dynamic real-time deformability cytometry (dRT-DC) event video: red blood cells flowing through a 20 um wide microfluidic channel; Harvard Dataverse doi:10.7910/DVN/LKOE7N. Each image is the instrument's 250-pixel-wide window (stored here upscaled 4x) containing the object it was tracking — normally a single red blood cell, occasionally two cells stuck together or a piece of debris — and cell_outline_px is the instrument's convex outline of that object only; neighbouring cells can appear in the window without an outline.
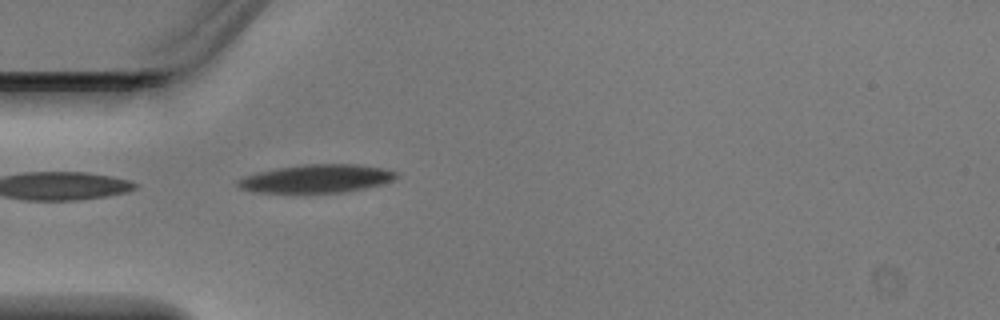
{"species": "Egyptian fruit bat (a non-hibernating species)", "species_latin": "Rousettus aegyptiacus", "temperature_condition": "warm", "stored_images_in_passage": 1, "camera_frame_rate_fps": 3000, "um_per_image_px": 0.085, "animal": {"sex": "male"}, "frame": {"image": 1, "passage_image": 1, "time_ms": 0.0, "image_size_px": [1000, 320], "cell_outline_px": [[400, 172], [392, 180], [380, 184], [364, 188], [344, 192], [252, 192], [240, 188], [236, 184], [236, 180], [244, 176], [276, 168], [304, 164], [360, 164], [384, 168]], "centroid_in_image_um": [26.91, 15.17], "position_along_channel_um": 58.1, "area_um2": 25.95}}